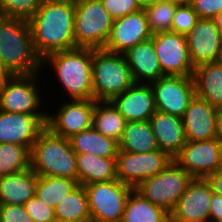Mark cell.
<instances>
[{
    "label": "cell",
    "mask_w": 222,
    "mask_h": 222,
    "mask_svg": "<svg viewBox=\"0 0 222 222\" xmlns=\"http://www.w3.org/2000/svg\"><path fill=\"white\" fill-rule=\"evenodd\" d=\"M30 168V149L14 143L0 144V177Z\"/></svg>",
    "instance_id": "cell-32"
},
{
    "label": "cell",
    "mask_w": 222,
    "mask_h": 222,
    "mask_svg": "<svg viewBox=\"0 0 222 222\" xmlns=\"http://www.w3.org/2000/svg\"><path fill=\"white\" fill-rule=\"evenodd\" d=\"M78 184L112 181L117 179L116 157H99L90 153H76Z\"/></svg>",
    "instance_id": "cell-25"
},
{
    "label": "cell",
    "mask_w": 222,
    "mask_h": 222,
    "mask_svg": "<svg viewBox=\"0 0 222 222\" xmlns=\"http://www.w3.org/2000/svg\"><path fill=\"white\" fill-rule=\"evenodd\" d=\"M150 85L154 92L156 110L181 118L195 95L192 76H163Z\"/></svg>",
    "instance_id": "cell-12"
},
{
    "label": "cell",
    "mask_w": 222,
    "mask_h": 222,
    "mask_svg": "<svg viewBox=\"0 0 222 222\" xmlns=\"http://www.w3.org/2000/svg\"><path fill=\"white\" fill-rule=\"evenodd\" d=\"M160 0H137L141 9H145L146 7L157 3Z\"/></svg>",
    "instance_id": "cell-44"
},
{
    "label": "cell",
    "mask_w": 222,
    "mask_h": 222,
    "mask_svg": "<svg viewBox=\"0 0 222 222\" xmlns=\"http://www.w3.org/2000/svg\"><path fill=\"white\" fill-rule=\"evenodd\" d=\"M199 17L191 4L177 5L172 20L171 31L187 35L195 26Z\"/></svg>",
    "instance_id": "cell-35"
},
{
    "label": "cell",
    "mask_w": 222,
    "mask_h": 222,
    "mask_svg": "<svg viewBox=\"0 0 222 222\" xmlns=\"http://www.w3.org/2000/svg\"><path fill=\"white\" fill-rule=\"evenodd\" d=\"M215 24H222V11L213 18Z\"/></svg>",
    "instance_id": "cell-47"
},
{
    "label": "cell",
    "mask_w": 222,
    "mask_h": 222,
    "mask_svg": "<svg viewBox=\"0 0 222 222\" xmlns=\"http://www.w3.org/2000/svg\"><path fill=\"white\" fill-rule=\"evenodd\" d=\"M44 0H0V16L29 21Z\"/></svg>",
    "instance_id": "cell-34"
},
{
    "label": "cell",
    "mask_w": 222,
    "mask_h": 222,
    "mask_svg": "<svg viewBox=\"0 0 222 222\" xmlns=\"http://www.w3.org/2000/svg\"><path fill=\"white\" fill-rule=\"evenodd\" d=\"M111 102L127 122L148 121L157 111L154 92L150 84L134 83Z\"/></svg>",
    "instance_id": "cell-20"
},
{
    "label": "cell",
    "mask_w": 222,
    "mask_h": 222,
    "mask_svg": "<svg viewBox=\"0 0 222 222\" xmlns=\"http://www.w3.org/2000/svg\"><path fill=\"white\" fill-rule=\"evenodd\" d=\"M191 5L199 18L213 19L222 11V0H193Z\"/></svg>",
    "instance_id": "cell-39"
},
{
    "label": "cell",
    "mask_w": 222,
    "mask_h": 222,
    "mask_svg": "<svg viewBox=\"0 0 222 222\" xmlns=\"http://www.w3.org/2000/svg\"><path fill=\"white\" fill-rule=\"evenodd\" d=\"M39 76L38 73L12 75L4 80L0 84V110L8 113L48 114L47 111H41L42 93H39L40 86H37Z\"/></svg>",
    "instance_id": "cell-9"
},
{
    "label": "cell",
    "mask_w": 222,
    "mask_h": 222,
    "mask_svg": "<svg viewBox=\"0 0 222 222\" xmlns=\"http://www.w3.org/2000/svg\"><path fill=\"white\" fill-rule=\"evenodd\" d=\"M12 74L8 71V69L4 66L2 59L0 58V84L9 79Z\"/></svg>",
    "instance_id": "cell-43"
},
{
    "label": "cell",
    "mask_w": 222,
    "mask_h": 222,
    "mask_svg": "<svg viewBox=\"0 0 222 222\" xmlns=\"http://www.w3.org/2000/svg\"><path fill=\"white\" fill-rule=\"evenodd\" d=\"M173 160L193 178H205L222 170V144L216 138L187 141Z\"/></svg>",
    "instance_id": "cell-11"
},
{
    "label": "cell",
    "mask_w": 222,
    "mask_h": 222,
    "mask_svg": "<svg viewBox=\"0 0 222 222\" xmlns=\"http://www.w3.org/2000/svg\"><path fill=\"white\" fill-rule=\"evenodd\" d=\"M0 222H33L23 205L0 204Z\"/></svg>",
    "instance_id": "cell-38"
},
{
    "label": "cell",
    "mask_w": 222,
    "mask_h": 222,
    "mask_svg": "<svg viewBox=\"0 0 222 222\" xmlns=\"http://www.w3.org/2000/svg\"><path fill=\"white\" fill-rule=\"evenodd\" d=\"M75 4L44 0L30 24L35 50L43 60L47 55L75 48Z\"/></svg>",
    "instance_id": "cell-1"
},
{
    "label": "cell",
    "mask_w": 222,
    "mask_h": 222,
    "mask_svg": "<svg viewBox=\"0 0 222 222\" xmlns=\"http://www.w3.org/2000/svg\"><path fill=\"white\" fill-rule=\"evenodd\" d=\"M48 114L8 113L0 110V144L14 143L30 150L46 127Z\"/></svg>",
    "instance_id": "cell-17"
},
{
    "label": "cell",
    "mask_w": 222,
    "mask_h": 222,
    "mask_svg": "<svg viewBox=\"0 0 222 222\" xmlns=\"http://www.w3.org/2000/svg\"><path fill=\"white\" fill-rule=\"evenodd\" d=\"M123 54L93 49L92 84L94 100L111 101L134 84Z\"/></svg>",
    "instance_id": "cell-5"
},
{
    "label": "cell",
    "mask_w": 222,
    "mask_h": 222,
    "mask_svg": "<svg viewBox=\"0 0 222 222\" xmlns=\"http://www.w3.org/2000/svg\"><path fill=\"white\" fill-rule=\"evenodd\" d=\"M23 207L33 222H54L56 220L54 208L49 207L36 195L23 204Z\"/></svg>",
    "instance_id": "cell-36"
},
{
    "label": "cell",
    "mask_w": 222,
    "mask_h": 222,
    "mask_svg": "<svg viewBox=\"0 0 222 222\" xmlns=\"http://www.w3.org/2000/svg\"><path fill=\"white\" fill-rule=\"evenodd\" d=\"M78 182L69 178L39 176L35 195L49 207H55L76 186Z\"/></svg>",
    "instance_id": "cell-31"
},
{
    "label": "cell",
    "mask_w": 222,
    "mask_h": 222,
    "mask_svg": "<svg viewBox=\"0 0 222 222\" xmlns=\"http://www.w3.org/2000/svg\"><path fill=\"white\" fill-rule=\"evenodd\" d=\"M159 149L151 124L148 121L126 123L119 150L130 153H148Z\"/></svg>",
    "instance_id": "cell-27"
},
{
    "label": "cell",
    "mask_w": 222,
    "mask_h": 222,
    "mask_svg": "<svg viewBox=\"0 0 222 222\" xmlns=\"http://www.w3.org/2000/svg\"><path fill=\"white\" fill-rule=\"evenodd\" d=\"M212 190L205 178H193L170 212V222L210 219Z\"/></svg>",
    "instance_id": "cell-18"
},
{
    "label": "cell",
    "mask_w": 222,
    "mask_h": 222,
    "mask_svg": "<svg viewBox=\"0 0 222 222\" xmlns=\"http://www.w3.org/2000/svg\"><path fill=\"white\" fill-rule=\"evenodd\" d=\"M95 103L94 99L64 100L54 114L48 111L46 127L54 134L69 139L92 127Z\"/></svg>",
    "instance_id": "cell-14"
},
{
    "label": "cell",
    "mask_w": 222,
    "mask_h": 222,
    "mask_svg": "<svg viewBox=\"0 0 222 222\" xmlns=\"http://www.w3.org/2000/svg\"><path fill=\"white\" fill-rule=\"evenodd\" d=\"M63 1H66V2H71V3H78V2H81L82 0H63Z\"/></svg>",
    "instance_id": "cell-49"
},
{
    "label": "cell",
    "mask_w": 222,
    "mask_h": 222,
    "mask_svg": "<svg viewBox=\"0 0 222 222\" xmlns=\"http://www.w3.org/2000/svg\"><path fill=\"white\" fill-rule=\"evenodd\" d=\"M30 168L38 176H54L78 182L76 153L69 139L45 127L30 150Z\"/></svg>",
    "instance_id": "cell-4"
},
{
    "label": "cell",
    "mask_w": 222,
    "mask_h": 222,
    "mask_svg": "<svg viewBox=\"0 0 222 222\" xmlns=\"http://www.w3.org/2000/svg\"><path fill=\"white\" fill-rule=\"evenodd\" d=\"M215 138L222 144V109L218 112Z\"/></svg>",
    "instance_id": "cell-42"
},
{
    "label": "cell",
    "mask_w": 222,
    "mask_h": 222,
    "mask_svg": "<svg viewBox=\"0 0 222 222\" xmlns=\"http://www.w3.org/2000/svg\"><path fill=\"white\" fill-rule=\"evenodd\" d=\"M177 5L170 0H160L144 9L152 34L171 31L172 20Z\"/></svg>",
    "instance_id": "cell-33"
},
{
    "label": "cell",
    "mask_w": 222,
    "mask_h": 222,
    "mask_svg": "<svg viewBox=\"0 0 222 222\" xmlns=\"http://www.w3.org/2000/svg\"><path fill=\"white\" fill-rule=\"evenodd\" d=\"M195 95L222 109V60L194 67Z\"/></svg>",
    "instance_id": "cell-24"
},
{
    "label": "cell",
    "mask_w": 222,
    "mask_h": 222,
    "mask_svg": "<svg viewBox=\"0 0 222 222\" xmlns=\"http://www.w3.org/2000/svg\"><path fill=\"white\" fill-rule=\"evenodd\" d=\"M121 222H170V213L134 189L127 199Z\"/></svg>",
    "instance_id": "cell-29"
},
{
    "label": "cell",
    "mask_w": 222,
    "mask_h": 222,
    "mask_svg": "<svg viewBox=\"0 0 222 222\" xmlns=\"http://www.w3.org/2000/svg\"><path fill=\"white\" fill-rule=\"evenodd\" d=\"M54 222H93L92 220H62L56 219Z\"/></svg>",
    "instance_id": "cell-46"
},
{
    "label": "cell",
    "mask_w": 222,
    "mask_h": 222,
    "mask_svg": "<svg viewBox=\"0 0 222 222\" xmlns=\"http://www.w3.org/2000/svg\"><path fill=\"white\" fill-rule=\"evenodd\" d=\"M144 9L113 20L104 50L124 54L136 44L152 38Z\"/></svg>",
    "instance_id": "cell-16"
},
{
    "label": "cell",
    "mask_w": 222,
    "mask_h": 222,
    "mask_svg": "<svg viewBox=\"0 0 222 222\" xmlns=\"http://www.w3.org/2000/svg\"><path fill=\"white\" fill-rule=\"evenodd\" d=\"M192 180L193 177L172 160L164 170L145 179L135 190L170 213Z\"/></svg>",
    "instance_id": "cell-7"
},
{
    "label": "cell",
    "mask_w": 222,
    "mask_h": 222,
    "mask_svg": "<svg viewBox=\"0 0 222 222\" xmlns=\"http://www.w3.org/2000/svg\"><path fill=\"white\" fill-rule=\"evenodd\" d=\"M156 55L165 76H192L191 63L186 35L172 31L152 35Z\"/></svg>",
    "instance_id": "cell-13"
},
{
    "label": "cell",
    "mask_w": 222,
    "mask_h": 222,
    "mask_svg": "<svg viewBox=\"0 0 222 222\" xmlns=\"http://www.w3.org/2000/svg\"><path fill=\"white\" fill-rule=\"evenodd\" d=\"M172 160L173 158L160 149L148 153H130L119 150L116 156L117 179L135 189L145 179L164 170Z\"/></svg>",
    "instance_id": "cell-10"
},
{
    "label": "cell",
    "mask_w": 222,
    "mask_h": 222,
    "mask_svg": "<svg viewBox=\"0 0 222 222\" xmlns=\"http://www.w3.org/2000/svg\"><path fill=\"white\" fill-rule=\"evenodd\" d=\"M93 222H121L125 205L134 188L118 179L84 186Z\"/></svg>",
    "instance_id": "cell-8"
},
{
    "label": "cell",
    "mask_w": 222,
    "mask_h": 222,
    "mask_svg": "<svg viewBox=\"0 0 222 222\" xmlns=\"http://www.w3.org/2000/svg\"><path fill=\"white\" fill-rule=\"evenodd\" d=\"M191 63L194 67L222 60L221 31L213 19L199 18L186 35Z\"/></svg>",
    "instance_id": "cell-15"
},
{
    "label": "cell",
    "mask_w": 222,
    "mask_h": 222,
    "mask_svg": "<svg viewBox=\"0 0 222 222\" xmlns=\"http://www.w3.org/2000/svg\"><path fill=\"white\" fill-rule=\"evenodd\" d=\"M75 153H90L99 157H116L119 151V143L93 127L83 130L69 138Z\"/></svg>",
    "instance_id": "cell-26"
},
{
    "label": "cell",
    "mask_w": 222,
    "mask_h": 222,
    "mask_svg": "<svg viewBox=\"0 0 222 222\" xmlns=\"http://www.w3.org/2000/svg\"><path fill=\"white\" fill-rule=\"evenodd\" d=\"M55 218L62 220H91L88 197L83 185L78 184L55 207Z\"/></svg>",
    "instance_id": "cell-30"
},
{
    "label": "cell",
    "mask_w": 222,
    "mask_h": 222,
    "mask_svg": "<svg viewBox=\"0 0 222 222\" xmlns=\"http://www.w3.org/2000/svg\"><path fill=\"white\" fill-rule=\"evenodd\" d=\"M126 123V119L111 101H96L92 116V127L99 133L119 143Z\"/></svg>",
    "instance_id": "cell-28"
},
{
    "label": "cell",
    "mask_w": 222,
    "mask_h": 222,
    "mask_svg": "<svg viewBox=\"0 0 222 222\" xmlns=\"http://www.w3.org/2000/svg\"><path fill=\"white\" fill-rule=\"evenodd\" d=\"M210 219L213 222H222V197L214 193L210 200Z\"/></svg>",
    "instance_id": "cell-40"
},
{
    "label": "cell",
    "mask_w": 222,
    "mask_h": 222,
    "mask_svg": "<svg viewBox=\"0 0 222 222\" xmlns=\"http://www.w3.org/2000/svg\"><path fill=\"white\" fill-rule=\"evenodd\" d=\"M219 109L194 95L182 117L187 141L214 139Z\"/></svg>",
    "instance_id": "cell-19"
},
{
    "label": "cell",
    "mask_w": 222,
    "mask_h": 222,
    "mask_svg": "<svg viewBox=\"0 0 222 222\" xmlns=\"http://www.w3.org/2000/svg\"><path fill=\"white\" fill-rule=\"evenodd\" d=\"M101 0H82L75 4V47L104 49L113 25Z\"/></svg>",
    "instance_id": "cell-6"
},
{
    "label": "cell",
    "mask_w": 222,
    "mask_h": 222,
    "mask_svg": "<svg viewBox=\"0 0 222 222\" xmlns=\"http://www.w3.org/2000/svg\"><path fill=\"white\" fill-rule=\"evenodd\" d=\"M149 122L158 148L174 159L187 142L182 118L156 111Z\"/></svg>",
    "instance_id": "cell-21"
},
{
    "label": "cell",
    "mask_w": 222,
    "mask_h": 222,
    "mask_svg": "<svg viewBox=\"0 0 222 222\" xmlns=\"http://www.w3.org/2000/svg\"><path fill=\"white\" fill-rule=\"evenodd\" d=\"M218 26V28L220 29L221 31V36H222V24H216Z\"/></svg>",
    "instance_id": "cell-50"
},
{
    "label": "cell",
    "mask_w": 222,
    "mask_h": 222,
    "mask_svg": "<svg viewBox=\"0 0 222 222\" xmlns=\"http://www.w3.org/2000/svg\"><path fill=\"white\" fill-rule=\"evenodd\" d=\"M0 58L12 75H32L44 68L28 21L0 16Z\"/></svg>",
    "instance_id": "cell-2"
},
{
    "label": "cell",
    "mask_w": 222,
    "mask_h": 222,
    "mask_svg": "<svg viewBox=\"0 0 222 222\" xmlns=\"http://www.w3.org/2000/svg\"><path fill=\"white\" fill-rule=\"evenodd\" d=\"M178 5L192 4L193 0H170Z\"/></svg>",
    "instance_id": "cell-45"
},
{
    "label": "cell",
    "mask_w": 222,
    "mask_h": 222,
    "mask_svg": "<svg viewBox=\"0 0 222 222\" xmlns=\"http://www.w3.org/2000/svg\"><path fill=\"white\" fill-rule=\"evenodd\" d=\"M38 177L31 168L0 177V204H25L35 196Z\"/></svg>",
    "instance_id": "cell-23"
},
{
    "label": "cell",
    "mask_w": 222,
    "mask_h": 222,
    "mask_svg": "<svg viewBox=\"0 0 222 222\" xmlns=\"http://www.w3.org/2000/svg\"><path fill=\"white\" fill-rule=\"evenodd\" d=\"M123 55L135 83L150 84L165 76L162 73L152 38L136 44Z\"/></svg>",
    "instance_id": "cell-22"
},
{
    "label": "cell",
    "mask_w": 222,
    "mask_h": 222,
    "mask_svg": "<svg viewBox=\"0 0 222 222\" xmlns=\"http://www.w3.org/2000/svg\"><path fill=\"white\" fill-rule=\"evenodd\" d=\"M214 194L222 197V170L209 174L205 177Z\"/></svg>",
    "instance_id": "cell-41"
},
{
    "label": "cell",
    "mask_w": 222,
    "mask_h": 222,
    "mask_svg": "<svg viewBox=\"0 0 222 222\" xmlns=\"http://www.w3.org/2000/svg\"><path fill=\"white\" fill-rule=\"evenodd\" d=\"M93 49L75 47L47 55L42 65L53 67L58 83L71 100L94 99L92 84Z\"/></svg>",
    "instance_id": "cell-3"
},
{
    "label": "cell",
    "mask_w": 222,
    "mask_h": 222,
    "mask_svg": "<svg viewBox=\"0 0 222 222\" xmlns=\"http://www.w3.org/2000/svg\"><path fill=\"white\" fill-rule=\"evenodd\" d=\"M107 13L113 18H121L140 8L137 0H101Z\"/></svg>",
    "instance_id": "cell-37"
},
{
    "label": "cell",
    "mask_w": 222,
    "mask_h": 222,
    "mask_svg": "<svg viewBox=\"0 0 222 222\" xmlns=\"http://www.w3.org/2000/svg\"><path fill=\"white\" fill-rule=\"evenodd\" d=\"M189 222H213L211 219H200V220H193Z\"/></svg>",
    "instance_id": "cell-48"
}]
</instances>
